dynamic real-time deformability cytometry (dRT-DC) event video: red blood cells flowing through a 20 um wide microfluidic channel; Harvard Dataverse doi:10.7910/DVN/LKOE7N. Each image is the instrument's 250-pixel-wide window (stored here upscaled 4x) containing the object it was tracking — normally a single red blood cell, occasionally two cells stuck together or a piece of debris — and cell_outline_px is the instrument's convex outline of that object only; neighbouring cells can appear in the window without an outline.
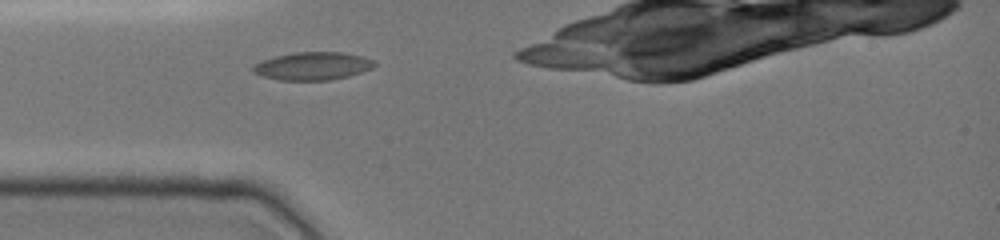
{"species": "common noctule bat (a hibernating species)", "species_latin": "Nyctalus noctula", "temperature_condition": "cold", "stored_images_in_passage": 11, "camera_frame_rate_fps": 3000, "um_per_image_px": 0.085, "animal": {"sex": "female", "body_mass_g": 19.0, "forearm_length_mm": 51.5}, "frame": {"image": 1, "passage_image": 4, "time_ms": 1.0, "image_size_px": [1000, 240], "cell_outline_px": [[376, 64], [372, 68], [348, 76], [332, 80], [280, 80], [264, 76], [252, 72], [252, 68], [256, 64], [264, 60], [276, 56], [292, 52], [344, 52], [364, 56], [376, 60]], "centroid_in_image_um": [26.63, 5.6], "position_along_channel_um": 58.4, "area_um2": 19.77}}
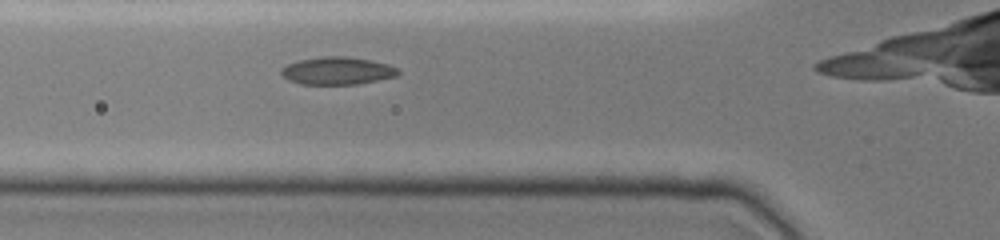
{"frame": {"image": 2, "passage_image": 7, "time_ms": 2.0, "image_size_px": [1000, 240], "cell_outline_px": [[400, 72], [396, 76], [356, 84], [300, 84], [288, 80], [280, 72], [280, 68], [296, 60], [320, 56], [344, 56], [372, 60], [388, 64], [396, 68]], "centroid_in_image_um": [28.62, 6.0], "position_along_channel_um": 97.2, "area_um2": 18.84}}
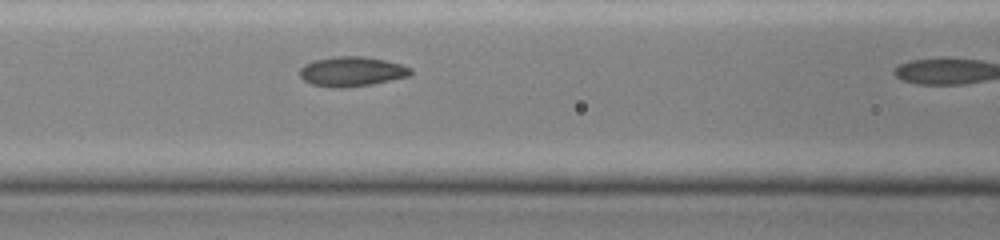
{"frame": {"image": 3, "passage_image": 10, "time_ms": 3.0, "image_size_px": [1000, 240], "cell_outline_px": [[412, 76], [372, 84], [340, 88], [332, 88], [312, 84], [304, 80], [300, 76], [300, 68], [304, 64], [316, 60], [336, 56], [364, 56], [384, 60], [400, 64], [412, 68]], "centroid_in_image_um": [29.92, 6.08], "position_along_channel_um": 136.7, "area_um2": 19.25}}